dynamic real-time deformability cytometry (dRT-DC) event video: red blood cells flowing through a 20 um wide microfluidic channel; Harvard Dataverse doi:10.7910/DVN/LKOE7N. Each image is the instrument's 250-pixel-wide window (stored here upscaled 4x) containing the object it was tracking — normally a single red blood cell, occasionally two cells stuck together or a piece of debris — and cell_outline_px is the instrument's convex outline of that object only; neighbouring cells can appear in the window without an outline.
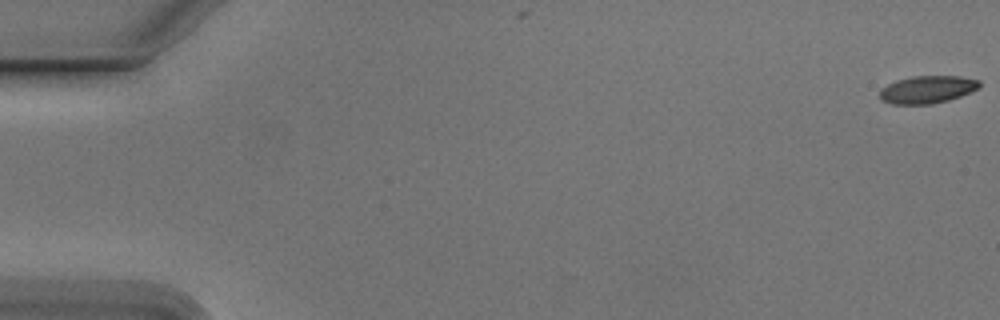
{"species": "Egyptian fruit bat (a non-hibernating species)", "species_latin": "Rousettus aegyptiacus", "temperature_condition": "cold", "stored_images_in_passage": 7, "camera_frame_rate_fps": 3000, "um_per_image_px": 0.085, "animal": {"sex": "male"}, "frame": {"image": 1, "passage_image": 1, "time_ms": 0.0, "image_size_px": [1000, 320], "cell_outline_px": [[980, 88], [972, 92], [948, 100], [932, 104], [892, 104], [880, 100], [880, 92], [888, 84], [896, 80], [912, 76], [960, 76], [980, 80]], "centroid_in_image_um": [78.85, 7.61], "position_along_channel_um": 6.1, "area_um2": 16.07}}